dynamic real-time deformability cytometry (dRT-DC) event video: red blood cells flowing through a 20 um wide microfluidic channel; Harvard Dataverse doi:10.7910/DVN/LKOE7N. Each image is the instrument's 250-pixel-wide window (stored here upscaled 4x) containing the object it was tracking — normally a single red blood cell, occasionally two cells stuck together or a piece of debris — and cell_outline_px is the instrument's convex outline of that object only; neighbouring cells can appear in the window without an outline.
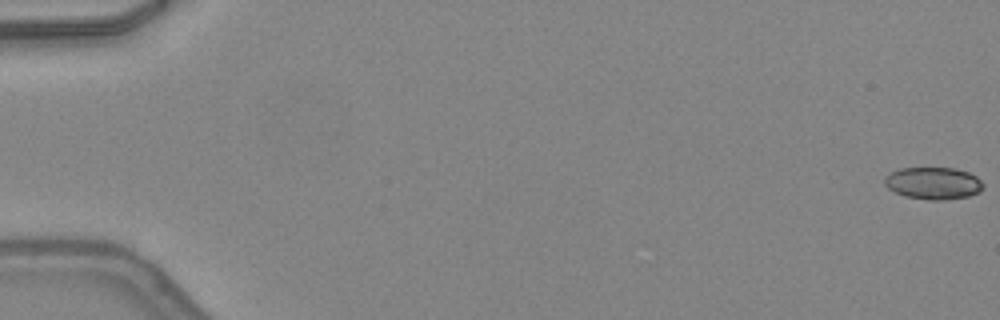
{"species": "common noctule bat (a hibernating species)", "species_latin": "Nyctalus noctula", "temperature_condition": "warm", "stored_images_in_passage": 47, "camera_frame_rate_fps": 3000, "um_per_image_px": 0.085, "animal": {"sex": "female", "body_mass_g": 24.6, "forearm_length_mm": 56.2}, "frame": {"image": 1, "passage_image": 1, "time_ms": 0.0, "image_size_px": [1000, 320], "cell_outline_px": [[984, 188], [980, 192], [968, 196], [944, 200], [928, 200], [904, 196], [888, 188], [884, 184], [884, 180], [892, 172], [900, 168], [956, 168], [968, 172], [976, 176], [984, 184]], "centroid_in_image_um": [79.37, 15.58], "position_along_channel_um": 5.6, "area_um2": 18.5}}
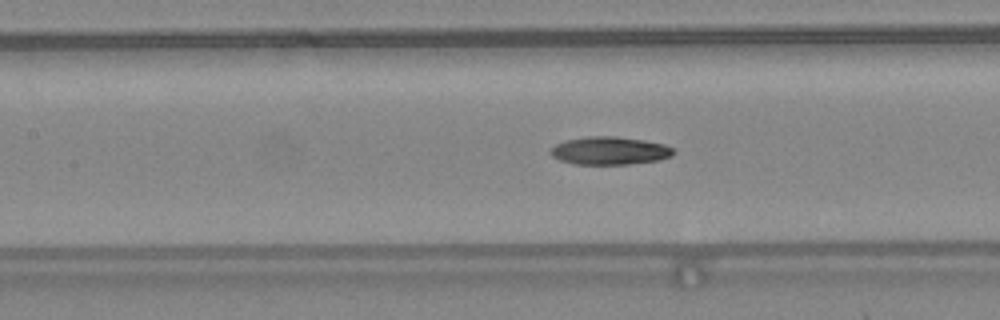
{"frame": {"image": 2, "passage_image": 24, "time_ms": 7.667, "image_size_px": [1000, 320], "cell_outline_px": [[676, 152], [672, 156], [656, 160], [628, 164], [572, 164], [560, 160], [552, 156], [548, 152], [556, 144], [564, 140], [588, 136], [616, 136], [644, 140], [664, 144], [672, 148]], "centroid_in_image_um": [51.8, 12.8], "position_along_channel_um": 155.6, "area_um2": 20.06}}
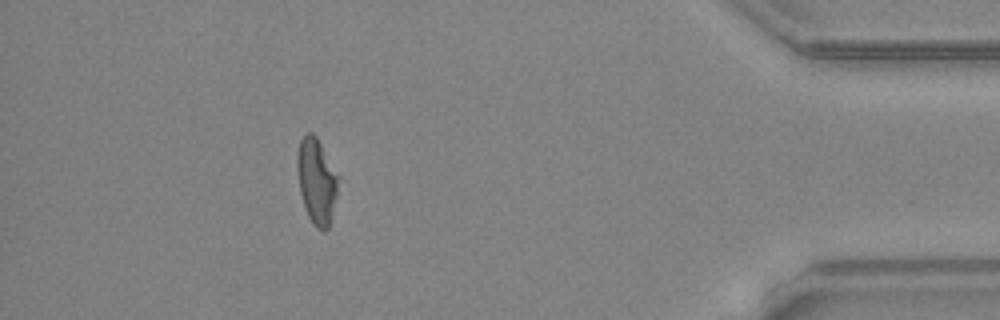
{"frame": {"image": 3, "passage_image": 45, "time_ms": 14.667, "image_size_px": [1000, 320], "cell_outline_px": [[340, 176], [336, 196], [328, 228], [324, 232], [316, 228], [312, 224], [304, 208], [300, 192], [296, 168], [296, 156], [300, 140], [308, 132], [312, 132], [316, 136]], "centroid_in_image_um": [26.9, 15.38], "position_along_channel_um": 408.3, "area_um2": 20.69}}